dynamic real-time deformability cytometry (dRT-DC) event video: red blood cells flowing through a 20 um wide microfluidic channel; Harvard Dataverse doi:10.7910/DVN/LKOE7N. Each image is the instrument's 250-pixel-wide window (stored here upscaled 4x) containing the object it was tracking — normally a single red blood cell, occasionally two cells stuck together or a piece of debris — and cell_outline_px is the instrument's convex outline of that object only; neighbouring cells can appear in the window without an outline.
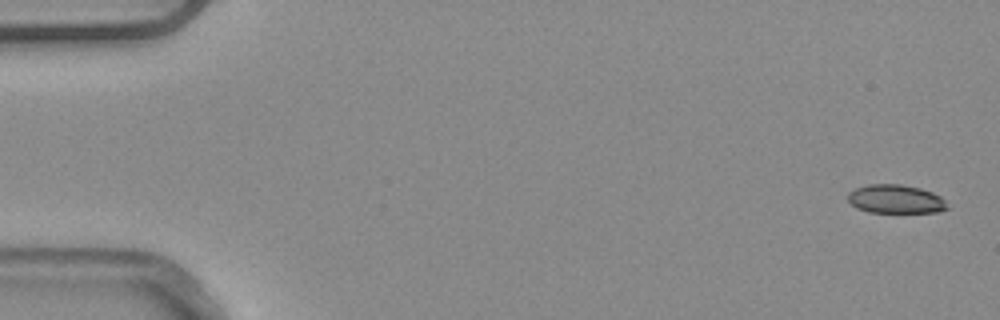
{"species": "common noctule bat (a hibernating species)", "species_latin": "Nyctalus noctula", "temperature_condition": "warm", "stored_images_in_passage": 6, "camera_frame_rate_fps": 3000, "um_per_image_px": 0.085, "animal": {"sex": "male", "body_mass_g": 20.4}, "frame": {"image": 1, "passage_image": 1, "time_ms": 0.0, "image_size_px": [1000, 320], "cell_outline_px": [[948, 208], [936, 212], [868, 212], [856, 208], [848, 200], [848, 192], [856, 188], [868, 184], [900, 184], [920, 188], [932, 192], [940, 196], [944, 200]], "centroid_in_image_um": [76.1, 16.92], "position_along_channel_um": 8.9, "area_um2": 16.53}}
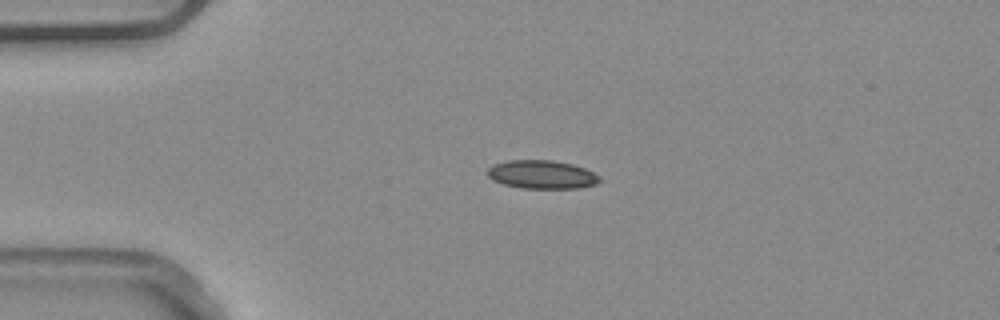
{"frame": {"image": 2, "passage_image": 4, "time_ms": 1.0, "image_size_px": [1000, 320], "cell_outline_px": [[604, 180], [596, 184], [580, 188], [524, 188], [504, 184], [492, 180], [488, 176], [488, 168], [492, 164], [508, 160], [552, 160], [572, 164], [584, 168], [600, 176]], "centroid_in_image_um": [46.08, 14.83], "position_along_channel_um": 38.9, "area_um2": 18.67}}